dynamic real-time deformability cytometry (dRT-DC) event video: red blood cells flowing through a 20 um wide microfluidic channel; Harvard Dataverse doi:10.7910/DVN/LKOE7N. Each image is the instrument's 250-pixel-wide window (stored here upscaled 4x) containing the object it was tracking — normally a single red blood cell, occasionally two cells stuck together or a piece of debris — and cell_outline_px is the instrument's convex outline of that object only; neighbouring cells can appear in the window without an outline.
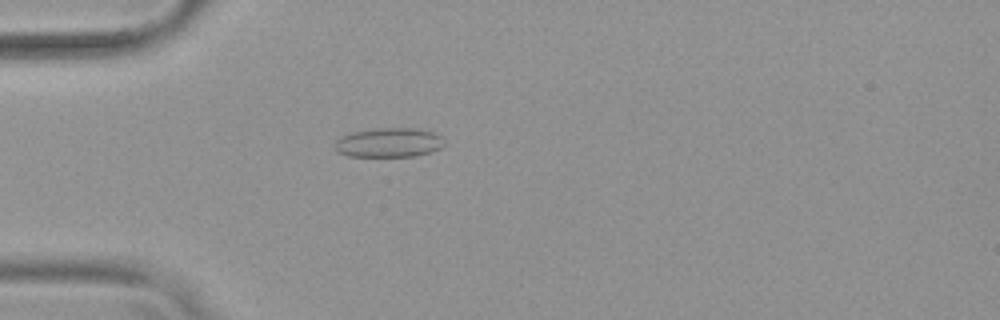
{"species": "common noctule bat (a hibernating species)", "species_latin": "Nyctalus noctula", "temperature_condition": "warm", "stored_images_in_passage": 54, "camera_frame_rate_fps": 3000, "um_per_image_px": 0.085, "animal": {"sex": "female", "body_mass_g": 19.9}, "frame": {"image": 1, "passage_image": 16, "time_ms": 5.0, "image_size_px": [1000, 320], "cell_outline_px": [[444, 144], [440, 148], [416, 156], [348, 156], [336, 152], [332, 148], [332, 144], [340, 136], [352, 132], [376, 128], [416, 128], [432, 132], [440, 136], [444, 140]], "centroid_in_image_um": [32.97, 12.12], "position_along_channel_um": 52.0, "area_um2": 18.9}}
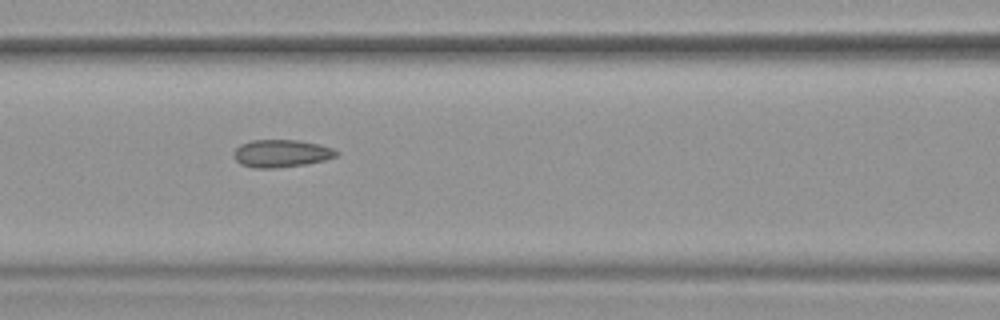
{"frame": {"image": 2, "passage_image": 24, "time_ms": 7.667, "image_size_px": [1000, 320], "cell_outline_px": [[340, 152], [336, 156], [324, 160], [304, 164], [276, 168], [252, 168], [240, 164], [236, 160], [232, 152], [240, 144], [252, 140], [300, 140], [320, 144], [332, 148]], "centroid_in_image_um": [23.89, 13.03], "position_along_channel_um": 142.7, "area_um2": 16.59}}
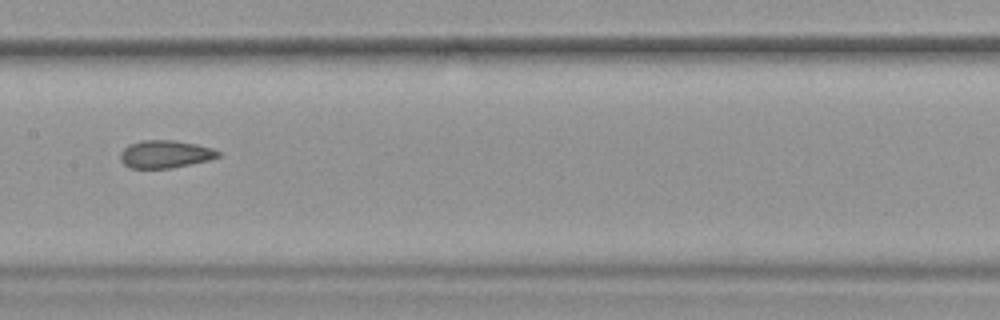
{"frame": {"image": 3, "passage_image": 28, "time_ms": 9.0, "image_size_px": [1000, 320], "cell_outline_px": [[220, 156], [208, 160], [172, 168], [128, 168], [120, 160], [120, 152], [128, 144], [140, 140], [176, 140], [196, 144], [212, 148], [220, 152]], "centroid_in_image_um": [14.01, 13.09], "position_along_channel_um": 193.4, "area_um2": 15.9}, "authors_computed_cell_mechanics": {"area_um2": 17.2244, "velocity_mm_per_s": 3.8234, "shape_relaxation_time_tau1_ms": null, "shape_relaxation_time_tau2_ms": 1.8814, "deformation_change_tau1": null, "deformation_change_tau2": 0.0974}}